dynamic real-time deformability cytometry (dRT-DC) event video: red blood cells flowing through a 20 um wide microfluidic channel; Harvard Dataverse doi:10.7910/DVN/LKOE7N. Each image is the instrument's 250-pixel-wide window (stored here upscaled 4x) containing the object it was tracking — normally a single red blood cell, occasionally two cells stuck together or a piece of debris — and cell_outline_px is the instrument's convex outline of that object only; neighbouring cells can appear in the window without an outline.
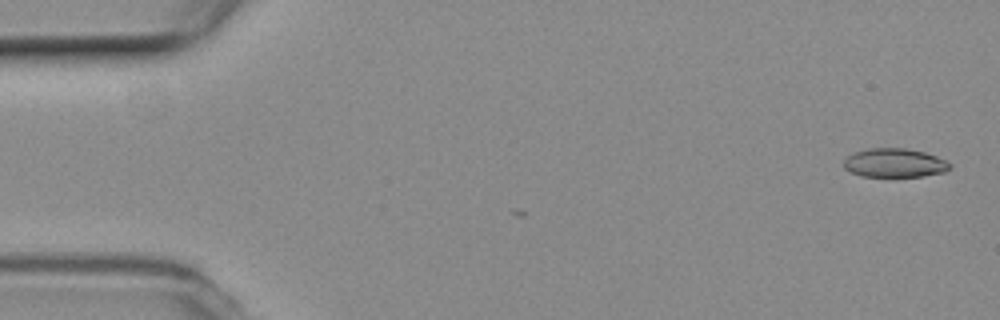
{"species": "common noctule bat (a hibernating species)", "species_latin": "Nyctalus noctula", "temperature_condition": "room temperature", "stored_images_in_passage": 2, "camera_frame_rate_fps": 3000, "um_per_image_px": 0.085, "animal": {"sex": "female", "body_mass_g": 19.3, "forearm_length_mm": 54.1}, "frame": {"image": 1, "passage_image": 2, "time_ms": 0.333, "image_size_px": [1000, 320], "cell_outline_px": [[952, 168], [944, 172], [924, 176], [860, 176], [844, 168], [844, 160], [852, 152], [868, 148], [904, 148], [924, 152], [936, 156], [952, 164]], "centroid_in_image_um": [76.04, 13.84], "position_along_channel_um": 9.0, "area_um2": 17.86}}